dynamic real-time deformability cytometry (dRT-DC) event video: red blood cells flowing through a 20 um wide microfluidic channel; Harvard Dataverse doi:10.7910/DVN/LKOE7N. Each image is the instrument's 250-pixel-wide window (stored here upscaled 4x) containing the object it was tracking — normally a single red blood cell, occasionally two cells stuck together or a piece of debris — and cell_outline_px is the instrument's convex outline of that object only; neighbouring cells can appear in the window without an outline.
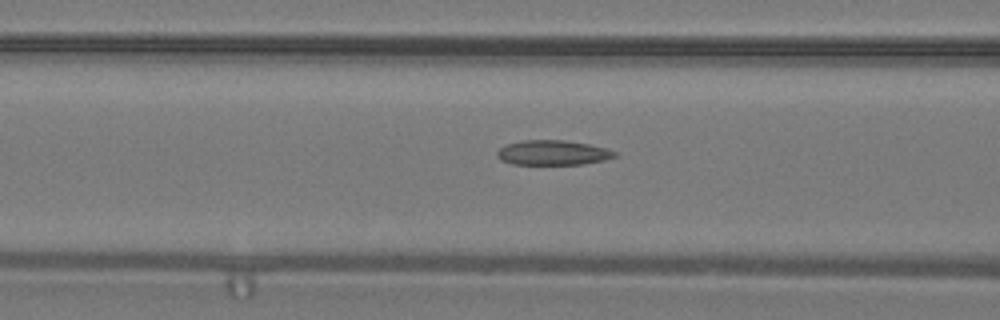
{"species": "common noctule bat (a hibernating species)", "species_latin": "Nyctalus noctula", "temperature_condition": "warm", "stored_images_in_passage": 39, "camera_frame_rate_fps": 3000, "um_per_image_px": 0.085, "animal": {"sex": "male", "body_mass_g": 19.2, "forearm_length_mm": 51.8}, "frame": {"image": 1, "passage_image": 20, "time_ms": 6.333, "image_size_px": [1000, 320], "cell_outline_px": [[616, 156], [604, 160], [580, 164], [512, 164], [500, 160], [496, 156], [496, 152], [504, 144], [520, 140], [564, 140], [588, 144], [604, 148], [616, 152]], "centroid_in_image_um": [46.91, 12.97], "position_along_channel_um": 119.7, "area_um2": 16.99}}
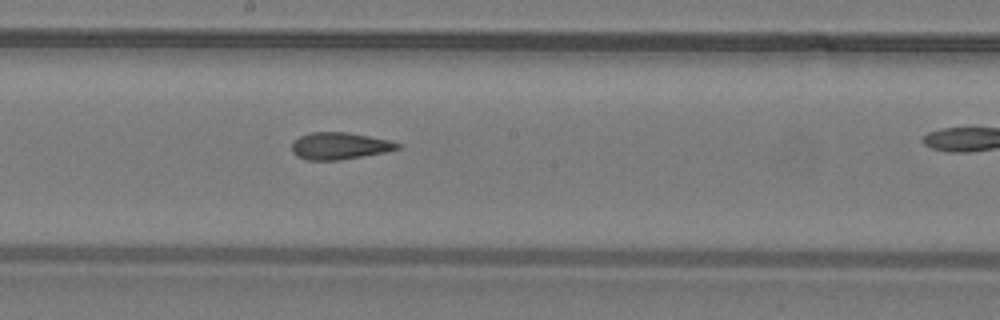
{"frame": {"image": 2, "passage_image": 27, "time_ms": 8.667, "image_size_px": [1000, 320], "cell_outline_px": [[400, 148], [388, 152], [336, 160], [304, 160], [296, 156], [292, 152], [292, 144], [300, 136], [312, 132], [348, 132], [388, 140], [400, 144]], "centroid_in_image_um": [28.85, 12.41], "position_along_channel_um": 219.3, "area_um2": 16.53}}
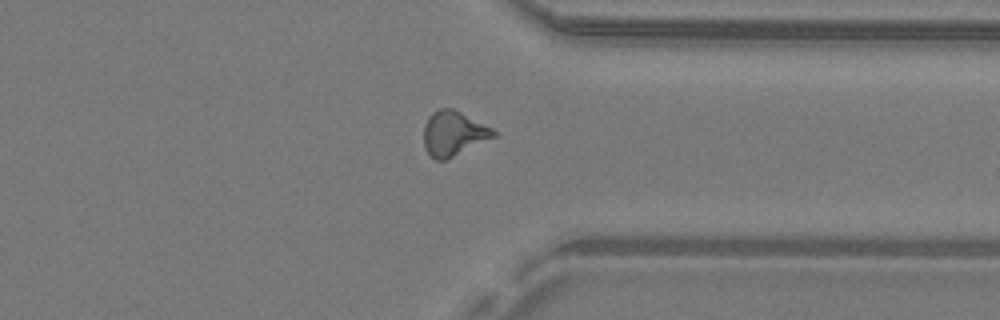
{"frame": {"image": 3, "passage_image": 38, "time_ms": 12.333, "image_size_px": [1000, 320], "cell_outline_px": [[496, 136], [444, 160], [436, 160], [428, 152], [424, 144], [424, 124], [428, 116], [432, 112], [440, 108], [452, 108], [492, 128], [496, 132]], "centroid_in_image_um": [38.52, 11.32], "position_along_channel_um": 372.9, "area_um2": 17.8}}